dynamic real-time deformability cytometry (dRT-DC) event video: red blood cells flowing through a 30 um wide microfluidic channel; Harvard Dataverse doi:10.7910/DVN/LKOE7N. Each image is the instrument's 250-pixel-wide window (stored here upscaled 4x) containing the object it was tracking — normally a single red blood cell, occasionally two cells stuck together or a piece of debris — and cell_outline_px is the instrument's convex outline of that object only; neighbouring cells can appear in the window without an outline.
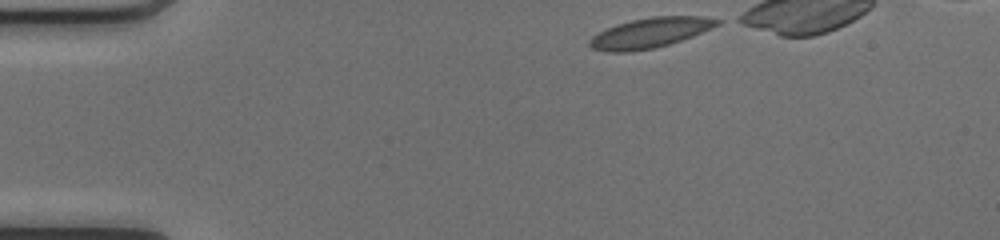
{"species": "common noctule bat (a hibernating species)", "species_latin": "Nyctalus noctula", "temperature_condition": "cold", "stored_images_in_passage": 33, "camera_frame_rate_fps": 3000, "um_per_image_px": 0.085, "animal": {"sex": "female", "body_mass_g": 17.0, "forearm_length_mm": 48.0}, "frame": {"image": 1, "passage_image": 1, "time_ms": 0.0, "image_size_px": [1000, 240], "cell_outline_px": [[724, 20], [720, 24], [712, 28], [692, 36], [668, 44], [652, 48], [628, 52], [608, 52], [592, 48], [588, 44], [588, 40], [592, 36], [616, 24], [632, 20], [652, 16], [704, 16]], "centroid_in_image_um": [55.28, 2.78], "position_along_channel_um": 29.7, "area_um2": 22.25}}
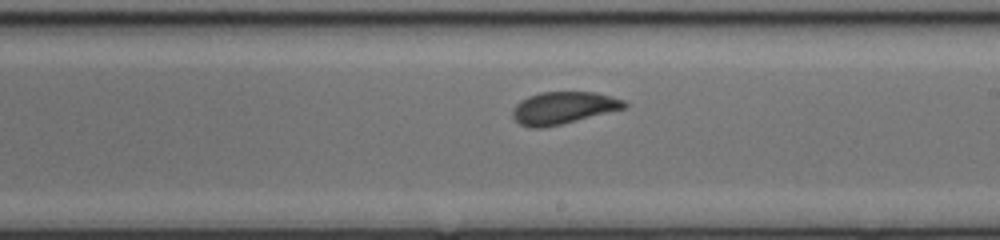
{"frame": {"image": 2, "passage_image": 21, "time_ms": 6.667, "image_size_px": [1000, 240], "cell_outline_px": [[628, 104], [624, 108], [560, 124], [540, 128], [528, 128], [520, 124], [512, 116], [512, 112], [516, 104], [520, 100], [528, 96], [540, 92], [596, 92], [624, 100]], "centroid_in_image_um": [47.83, 9.16], "position_along_channel_um": 241.2, "area_um2": 20.75}}
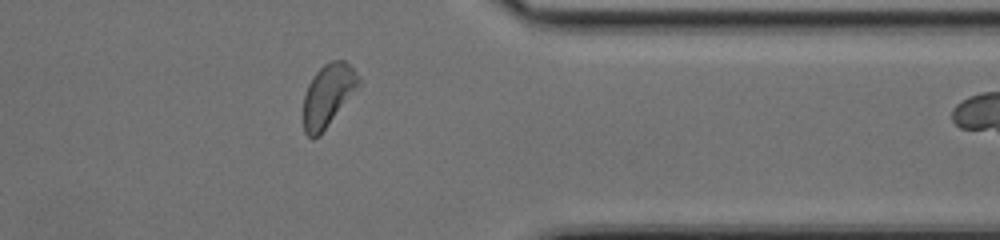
{"frame": {"image": 3, "passage_image": 32, "time_ms": 10.333, "image_size_px": [1000, 240], "cell_outline_px": [[360, 88], [320, 136], [312, 140], [304, 132], [304, 96], [308, 84], [316, 72], [324, 64], [332, 60], [344, 60], [360, 76]], "centroid_in_image_um": [27.91, 8.13], "position_along_channel_um": 383.5, "area_um2": 20.52}}